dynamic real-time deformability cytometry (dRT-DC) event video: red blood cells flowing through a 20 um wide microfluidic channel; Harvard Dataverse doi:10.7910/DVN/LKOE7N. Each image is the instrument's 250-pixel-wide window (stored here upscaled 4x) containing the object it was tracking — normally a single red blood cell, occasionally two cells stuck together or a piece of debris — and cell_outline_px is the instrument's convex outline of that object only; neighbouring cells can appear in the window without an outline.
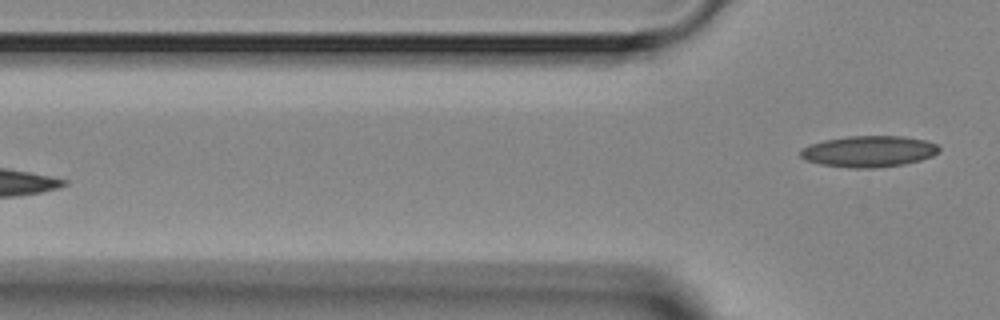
{"species": "Egyptian fruit bat (a non-hibernating species)", "species_latin": "Rousettus aegyptiacus", "temperature_condition": "room temperature", "stored_images_in_passage": 6, "camera_frame_rate_fps": 3000, "um_per_image_px": 0.085, "animal": {"sex": "female"}, "frame": {"image": 1, "passage_image": 6, "time_ms": 7.667, "image_size_px": [1000, 320], "cell_outline_px": [[940, 152], [932, 156], [920, 160], [904, 164], [872, 168], [848, 168], [820, 164], [804, 160], [800, 156], [800, 148], [824, 140], [848, 136], [904, 136], [924, 140], [936, 144], [940, 148]], "centroid_in_image_um": [73.83, 12.87], "position_along_channel_um": 52.0, "area_um2": 25.32}}